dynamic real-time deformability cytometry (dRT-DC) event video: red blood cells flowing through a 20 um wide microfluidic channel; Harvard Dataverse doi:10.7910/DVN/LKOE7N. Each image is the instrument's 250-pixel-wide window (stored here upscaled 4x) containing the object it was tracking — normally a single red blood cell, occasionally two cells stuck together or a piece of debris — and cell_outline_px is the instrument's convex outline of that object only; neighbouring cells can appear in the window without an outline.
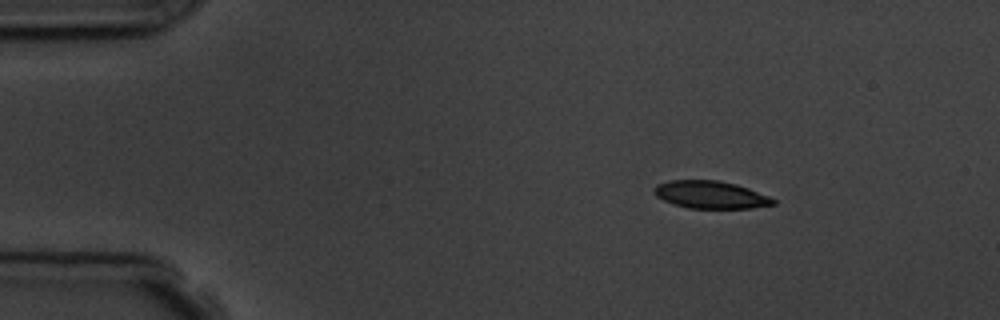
{"species": "common noctule bat (a hibernating species)", "species_latin": "Nyctalus noctula", "temperature_condition": "room temperature", "stored_images_in_passage": 3, "camera_frame_rate_fps": 3000, "um_per_image_px": 0.085, "animal": {"sex": "male", "body_mass_g": 19.5, "forearm_length_mm": 54.6}, "frame": {"image": 1, "passage_image": 1, "time_ms": 0.0, "image_size_px": [1000, 320], "cell_outline_px": [[776, 204], [752, 208], [688, 208], [664, 200], [656, 196], [652, 192], [652, 188], [656, 184], [668, 180], [716, 180], [736, 184], [748, 188], [768, 196], [776, 200]], "centroid_in_image_um": [60.37, 16.54], "position_along_channel_um": 24.6, "area_um2": 19.13}}